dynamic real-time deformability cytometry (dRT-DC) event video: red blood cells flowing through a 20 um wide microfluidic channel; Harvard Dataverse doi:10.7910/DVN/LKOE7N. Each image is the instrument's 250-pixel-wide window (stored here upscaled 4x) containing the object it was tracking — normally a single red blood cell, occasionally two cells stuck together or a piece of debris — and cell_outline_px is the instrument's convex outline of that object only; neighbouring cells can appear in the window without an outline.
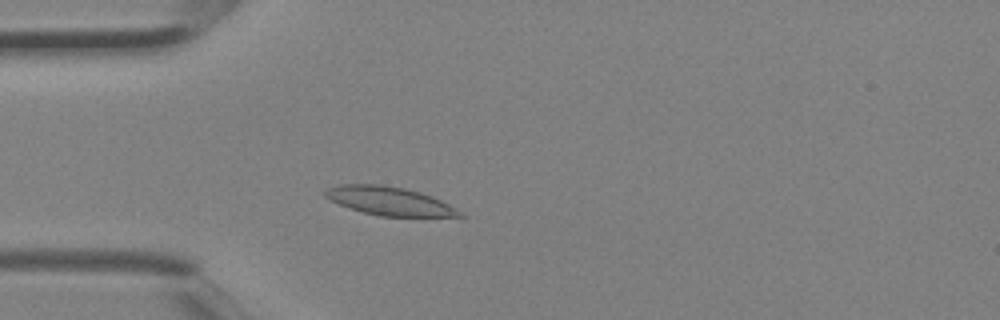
{"species": "Egyptian fruit bat (a non-hibernating species)", "species_latin": "Rousettus aegyptiacus", "temperature_condition": "room temperature", "stored_images_in_passage": 2, "camera_frame_rate_fps": 3000, "um_per_image_px": 0.085, "animal": {"sex": "female"}, "frame": {"image": 1, "passage_image": 2, "time_ms": 0.333, "image_size_px": [1000, 320], "cell_outline_px": [[464, 216], [380, 216], [364, 212], [340, 204], [324, 196], [324, 192], [328, 188], [340, 184], [380, 184], [404, 188], [420, 192], [432, 196], [448, 204], [460, 212]], "centroid_in_image_um": [33.07, 17.07], "position_along_channel_um": 51.9, "area_um2": 21.85}}